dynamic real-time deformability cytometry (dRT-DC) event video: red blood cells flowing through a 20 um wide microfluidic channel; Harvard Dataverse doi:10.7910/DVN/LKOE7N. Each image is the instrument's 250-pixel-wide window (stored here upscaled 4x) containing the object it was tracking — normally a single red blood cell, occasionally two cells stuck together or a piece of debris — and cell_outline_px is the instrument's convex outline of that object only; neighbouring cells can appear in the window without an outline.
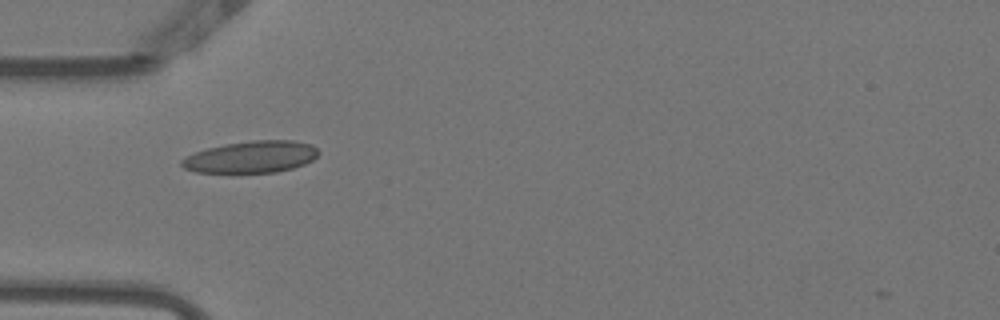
{"species": "Egyptian fruit bat (a non-hibernating species)", "species_latin": "Rousettus aegyptiacus", "temperature_condition": "warm", "stored_images_in_passage": 37, "camera_frame_rate_fps": 3000, "um_per_image_px": 0.085, "animal": {"sex": "female"}, "frame": {"image": 1, "passage_image": 1, "time_ms": 0.0, "image_size_px": [1000, 320], "cell_outline_px": [[320, 152], [312, 160], [304, 164], [292, 168], [276, 172], [232, 176], [196, 172], [184, 168], [180, 164], [180, 160], [196, 152], [208, 148], [224, 144], [252, 140], [292, 140], [312, 144]], "centroid_in_image_um": [21.31, 13.39], "position_along_channel_um": 63.7, "area_um2": 26.36}}
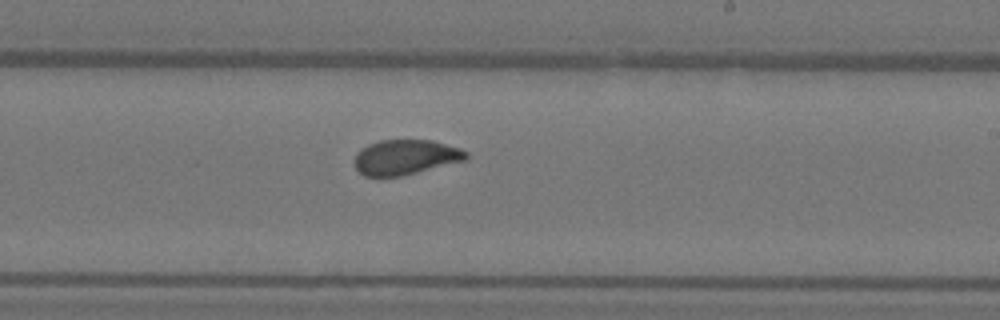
{"frame": {"image": 2, "passage_image": 16, "time_ms": 5.0, "image_size_px": [1000, 320], "cell_outline_px": [[468, 160], [400, 176], [364, 176], [356, 168], [356, 152], [360, 148], [368, 144], [380, 140], [432, 140], [460, 148], [468, 152]], "centroid_in_image_um": [34.49, 13.35], "position_along_channel_um": 254.5, "area_um2": 22.77}}
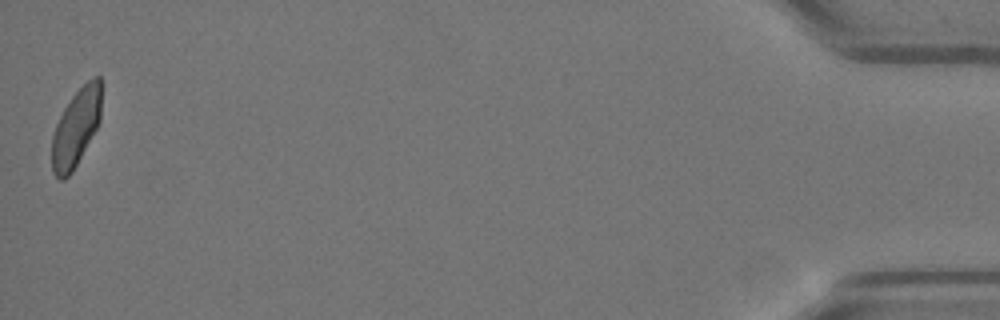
{"frame": {"image": 3, "passage_image": 37, "time_ms": 12.0, "image_size_px": [1000, 320], "cell_outline_px": [[100, 120], [96, 128], [72, 172], [64, 180], [60, 180], [52, 172], [52, 136], [56, 124], [64, 108], [72, 96], [92, 76], [100, 76]], "centroid_in_image_um": [6.44, 10.86], "position_along_channel_um": 428.8, "area_um2": 21.96}, "authors_computed_cell_mechanics": {"area_um2": 23.0044, "velocity_mm_per_s": 3.8329, "shape_relaxation_time_tau1_ms": 5.0851, "shape_relaxation_time_tau2_ms": 0.8371, "deformation_change_tau1": 0.1604, "deformation_change_tau2": 0.0683}}